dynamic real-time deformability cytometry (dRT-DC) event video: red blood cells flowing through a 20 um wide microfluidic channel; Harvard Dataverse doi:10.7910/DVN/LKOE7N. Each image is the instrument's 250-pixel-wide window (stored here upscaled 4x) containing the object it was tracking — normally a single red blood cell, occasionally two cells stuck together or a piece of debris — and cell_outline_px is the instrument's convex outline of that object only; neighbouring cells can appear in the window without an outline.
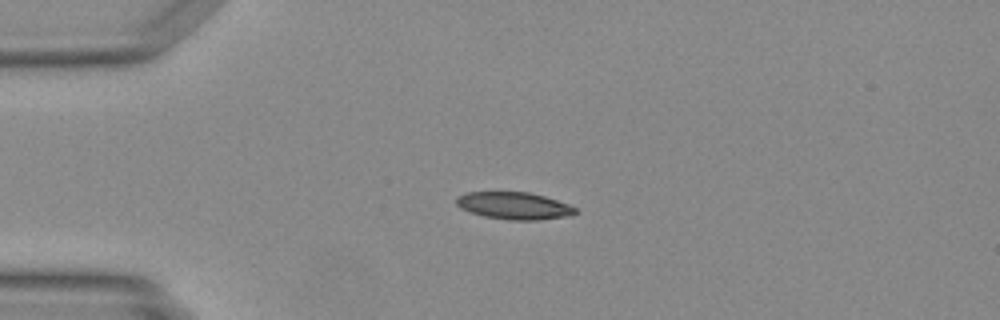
{"species": "Egyptian fruit bat (a non-hibernating species)", "species_latin": "Rousettus aegyptiacus", "temperature_condition": "warm", "stored_images_in_passage": 37, "camera_frame_rate_fps": 3000, "um_per_image_px": 0.085, "animal": {"sex": "female"}, "frame": {"image": 1, "passage_image": 1, "time_ms": 0.0, "image_size_px": [1000, 320], "cell_outline_px": [[576, 212], [564, 216], [536, 220], [508, 220], [484, 216], [460, 208], [456, 204], [456, 196], [468, 192], [528, 192], [544, 196], [568, 204], [576, 208]], "centroid_in_image_um": [43.64, 17.48], "position_along_channel_um": 41.4, "area_um2": 18.61}}
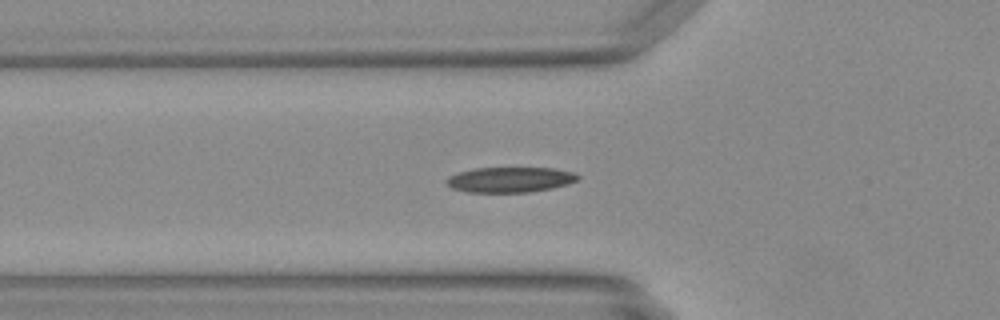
{"frame": {"image": 2, "passage_image": 6, "time_ms": 1.667, "image_size_px": [1000, 320], "cell_outline_px": [[580, 180], [552, 188], [528, 192], [468, 192], [452, 188], [444, 180], [448, 176], [456, 172], [476, 168], [552, 168], [572, 172], [580, 176]], "centroid_in_image_um": [43.33, 15.27], "position_along_channel_um": 82.5, "area_um2": 19.36}}
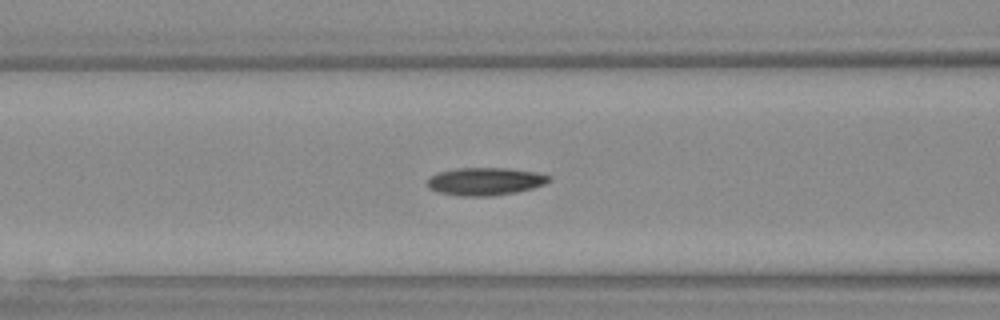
{"frame": {"image": 3, "passage_image": 9, "time_ms": 2.667, "image_size_px": [1000, 320], "cell_outline_px": [[552, 180], [544, 184], [532, 188], [516, 192], [492, 196], [460, 196], [440, 192], [428, 188], [428, 180], [432, 176], [440, 172], [456, 168], [508, 168], [536, 172], [552, 176]], "centroid_in_image_um": [41.29, 15.42], "position_along_channel_um": 125.3, "area_um2": 19.59}}